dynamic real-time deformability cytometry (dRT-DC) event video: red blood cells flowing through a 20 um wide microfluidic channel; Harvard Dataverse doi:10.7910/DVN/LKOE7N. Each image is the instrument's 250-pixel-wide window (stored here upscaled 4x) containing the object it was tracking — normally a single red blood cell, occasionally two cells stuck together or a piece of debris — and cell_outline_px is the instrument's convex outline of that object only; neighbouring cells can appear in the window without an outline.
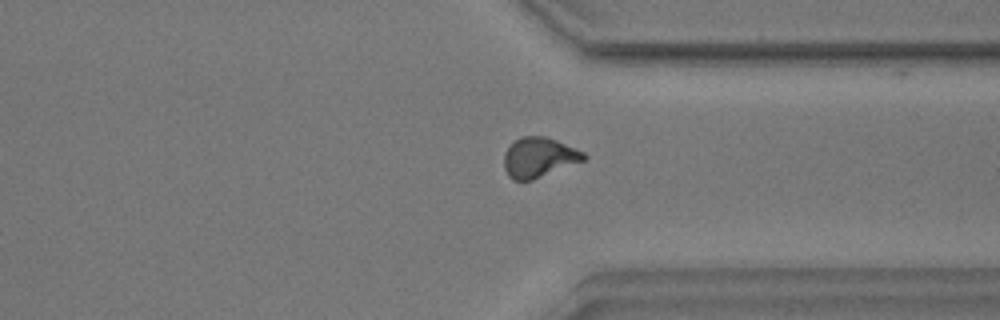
{"species": "common noctule bat (a hibernating species)", "species_latin": "Nyctalus noctula", "temperature_condition": "warm", "stored_images_in_passage": 42, "camera_frame_rate_fps": 3000, "um_per_image_px": 0.085, "animal": {"sex": "male", "body_mass_g": 17.9}, "frame": {"image": 1, "passage_image": 28, "time_ms": 9.0, "image_size_px": [1000, 320], "cell_outline_px": [[588, 156], [584, 160], [532, 180], [512, 180], [508, 176], [504, 168], [504, 152], [520, 136], [544, 136], [556, 140], [584, 152]], "centroid_in_image_um": [45.79, 13.38], "position_along_channel_um": 365.6, "area_um2": 18.38}}
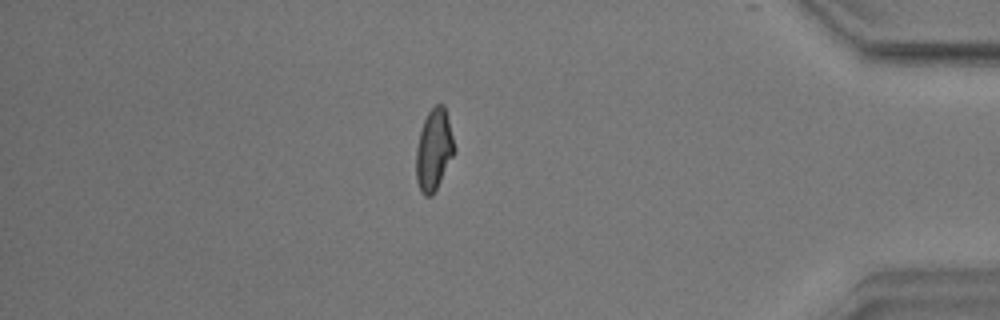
{"frame": {"image": 2, "passage_image": 34, "time_ms": 11.0, "image_size_px": [1000, 320], "cell_outline_px": [[456, 152], [432, 196], [424, 196], [420, 192], [416, 180], [416, 148], [420, 132], [424, 120], [428, 112], [436, 104], [444, 104]], "centroid_in_image_um": [36.87, 12.77], "position_along_channel_um": 398.3, "area_um2": 18.09}}
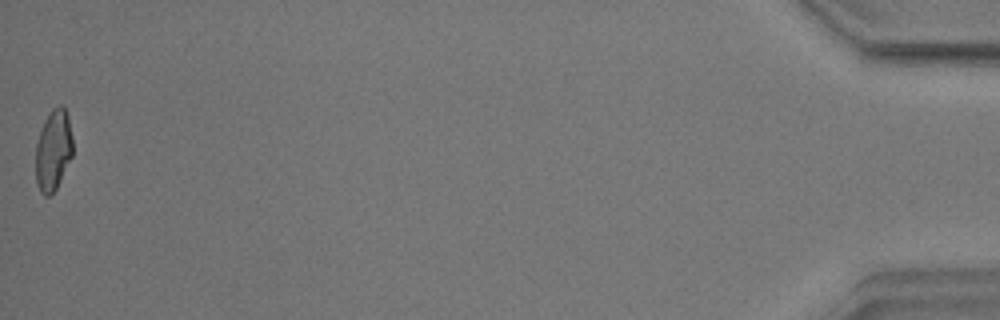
{"frame": {"image": 3, "passage_image": 42, "time_ms": 13.667, "image_size_px": [1000, 320], "cell_outline_px": [[72, 156], [56, 188], [48, 196], [44, 196], [40, 192], [36, 184], [36, 144], [44, 120], [52, 108], [60, 104], [64, 108], [68, 116], [72, 136]], "centroid_in_image_um": [4.52, 12.76], "position_along_channel_um": 430.7, "area_um2": 17.4}, "authors_computed_cell_mechanics": {"area_um2": 18.0914, "velocity_mm_per_s": 3.537, "shape_relaxation_time_tau1_ms": 5.4317, "shape_relaxation_time_tau2_ms": 1.3867, "deformation_change_tau1": 0.1733, "deformation_change_tau2": 0.0746}}